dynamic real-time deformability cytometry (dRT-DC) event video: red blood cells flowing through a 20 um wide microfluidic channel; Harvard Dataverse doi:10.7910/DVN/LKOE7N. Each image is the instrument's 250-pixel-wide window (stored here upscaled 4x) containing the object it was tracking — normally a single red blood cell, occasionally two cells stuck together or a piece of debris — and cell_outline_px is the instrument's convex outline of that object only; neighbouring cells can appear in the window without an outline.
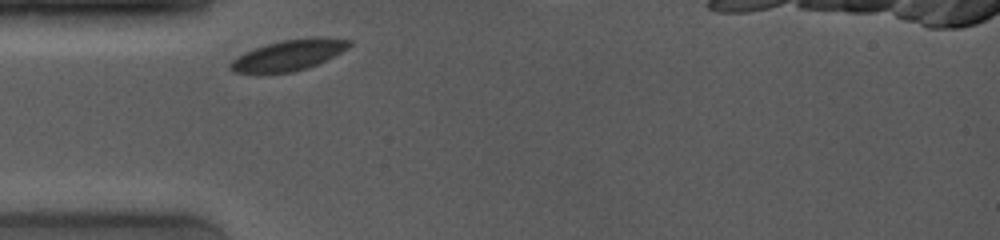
{"species": "common noctule bat (a hibernating species)", "species_latin": "Nyctalus noctula", "temperature_condition": "room temperature", "stored_images_in_passage": 2, "camera_frame_rate_fps": 4000, "um_per_image_px": 0.085, "animal": {"sex": "female", "body_mass_g": 19.0, "forearm_length_mm": 53.3}, "frame": {"image": 1, "passage_image": 1, "time_ms": 0.0, "image_size_px": [1000, 240], "cell_outline_px": [[352, 44], [348, 48], [316, 64], [292, 72], [256, 76], [232, 72], [228, 68], [228, 64], [232, 60], [244, 52], [268, 44], [284, 40], [312, 36], [316, 36], [352, 40]], "centroid_in_image_um": [24.44, 4.73], "position_along_channel_um": 60.6, "area_um2": 21.73}}